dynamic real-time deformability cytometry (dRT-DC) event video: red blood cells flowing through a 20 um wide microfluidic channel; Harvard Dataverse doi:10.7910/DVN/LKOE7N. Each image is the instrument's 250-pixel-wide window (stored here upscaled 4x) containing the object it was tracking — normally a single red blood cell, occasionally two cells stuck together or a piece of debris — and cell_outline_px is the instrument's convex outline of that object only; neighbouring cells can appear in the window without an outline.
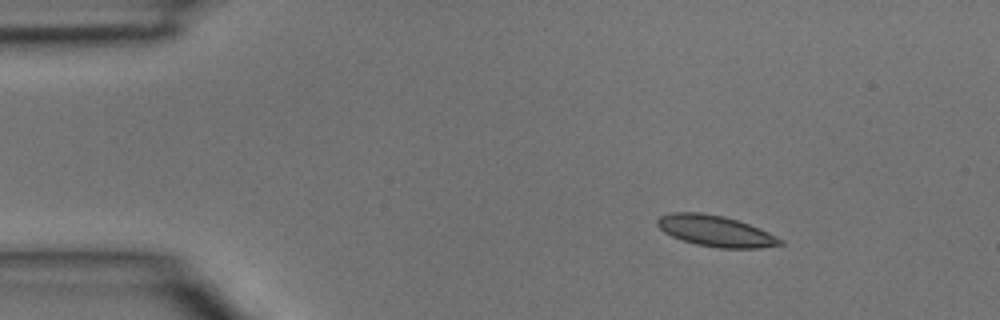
{"species": "common noctule bat (a hibernating species)", "species_latin": "Nyctalus noctula", "temperature_condition": "room temperature", "stored_images_in_passage": 2, "camera_frame_rate_fps": 3000, "um_per_image_px": 0.085, "animal": {"sex": "male", "body_mass_g": 15.6}, "frame": {"image": 1, "passage_image": 1, "time_ms": 0.0, "image_size_px": [1000, 320], "cell_outline_px": [[784, 244], [760, 248], [720, 248], [696, 244], [672, 236], [664, 232], [656, 224], [656, 220], [660, 216], [672, 212], [700, 212], [724, 216], [760, 228], [784, 240]], "centroid_in_image_um": [60.83, 19.63], "position_along_channel_um": 24.2, "area_um2": 22.14}}